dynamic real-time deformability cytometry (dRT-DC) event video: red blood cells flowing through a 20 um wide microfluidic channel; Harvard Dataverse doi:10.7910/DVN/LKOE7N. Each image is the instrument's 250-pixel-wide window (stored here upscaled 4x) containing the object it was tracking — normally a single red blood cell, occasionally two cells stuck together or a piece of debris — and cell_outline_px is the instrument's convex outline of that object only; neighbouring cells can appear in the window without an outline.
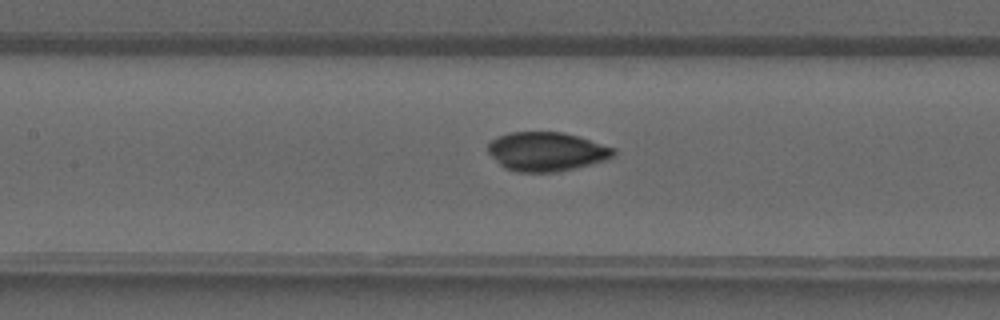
{"species": "common noctule bat (a hibernating species)", "species_latin": "Nyctalus noctula", "temperature_condition": "warm", "stored_images_in_passage": 41, "camera_frame_rate_fps": 3000, "um_per_image_px": 0.085, "animal": {"sex": "male", "forearm_length_mm": 52.5}, "frame": {"image": 1, "passage_image": 19, "time_ms": 6.0, "image_size_px": [1000, 320], "cell_outline_px": [[616, 156], [608, 160], [576, 168], [556, 172], [516, 172], [504, 168], [488, 152], [488, 144], [492, 140], [508, 132], [564, 132], [616, 148]], "centroid_in_image_um": [46.5, 12.89], "position_along_channel_um": 160.9, "area_um2": 28.73}}
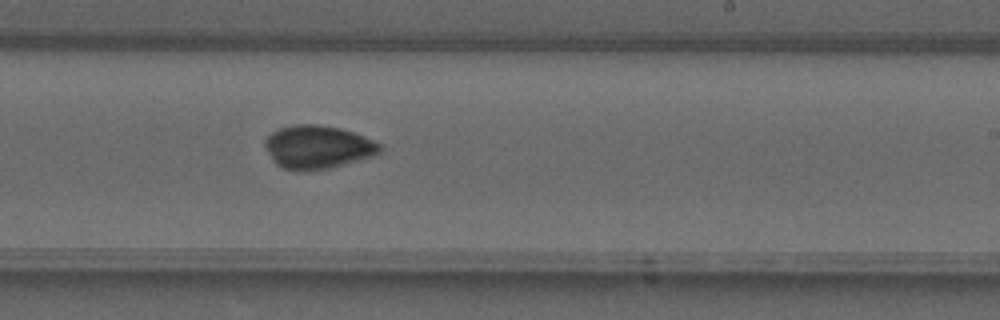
{"frame": {"image": 2, "passage_image": 25, "time_ms": 8.0, "image_size_px": [1000, 320], "cell_outline_px": [[380, 152], [372, 156], [328, 168], [300, 172], [284, 168], [276, 164], [272, 160], [264, 144], [264, 140], [272, 132], [280, 128], [296, 124], [316, 124], [340, 128], [352, 132], [372, 140], [380, 144]], "centroid_in_image_um": [26.95, 12.5], "position_along_channel_um": 262.0, "area_um2": 28.67}}
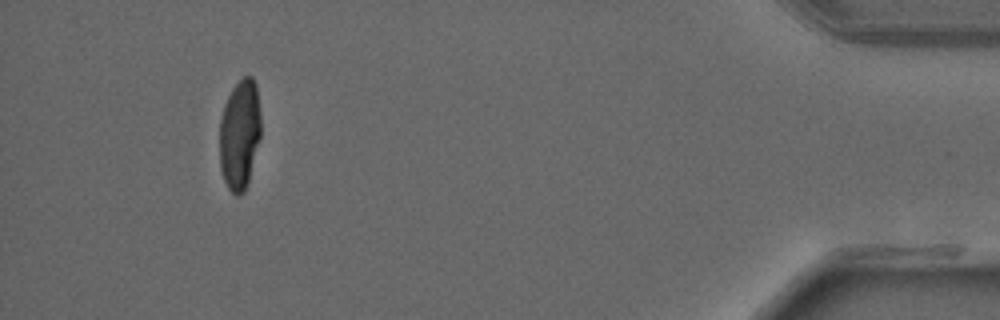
{"frame": {"image": 3, "passage_image": 38, "time_ms": 12.333, "image_size_px": [1000, 320], "cell_outline_px": [[260, 140], [248, 184], [244, 192], [240, 196], [236, 196], [228, 188], [224, 180], [220, 168], [220, 120], [224, 104], [232, 88], [244, 76], [252, 76], [256, 84], [260, 112]], "centroid_in_image_um": [20.38, 11.46], "position_along_channel_um": 414.8, "area_um2": 26.76}}